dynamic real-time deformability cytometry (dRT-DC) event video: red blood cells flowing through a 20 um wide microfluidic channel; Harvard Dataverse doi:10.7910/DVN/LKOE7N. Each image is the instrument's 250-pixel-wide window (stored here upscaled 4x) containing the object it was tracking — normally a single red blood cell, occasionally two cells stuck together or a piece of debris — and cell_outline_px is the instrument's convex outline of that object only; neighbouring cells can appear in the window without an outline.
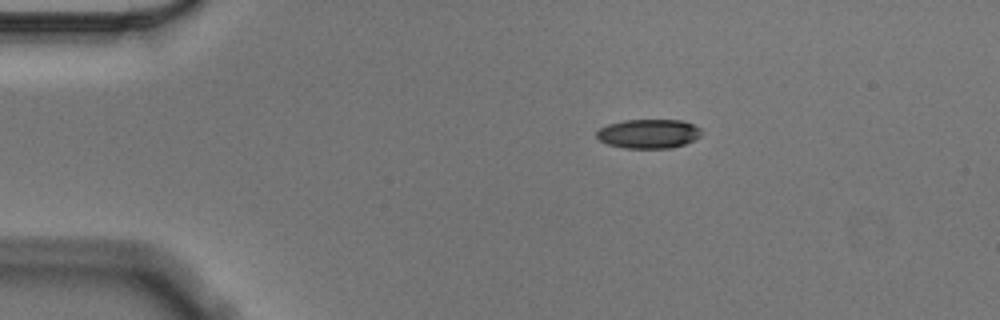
{"species": "Egyptian fruit bat (a non-hibernating species)", "species_latin": "Rousettus aegyptiacus", "temperature_condition": "cold", "stored_images_in_passage": 47, "camera_frame_rate_fps": 3000, "um_per_image_px": 0.085, "animal": {"sex": "male"}, "frame": {"image": 1, "passage_image": 1, "time_ms": 0.0, "image_size_px": [1000, 320], "cell_outline_px": [[704, 132], [700, 136], [684, 144], [672, 148], [624, 148], [608, 144], [600, 140], [596, 136], [596, 132], [600, 128], [608, 124], [624, 120], [684, 120], [700, 128]], "centroid_in_image_um": [55.14, 11.36], "position_along_channel_um": 29.9, "area_um2": 17.86}}
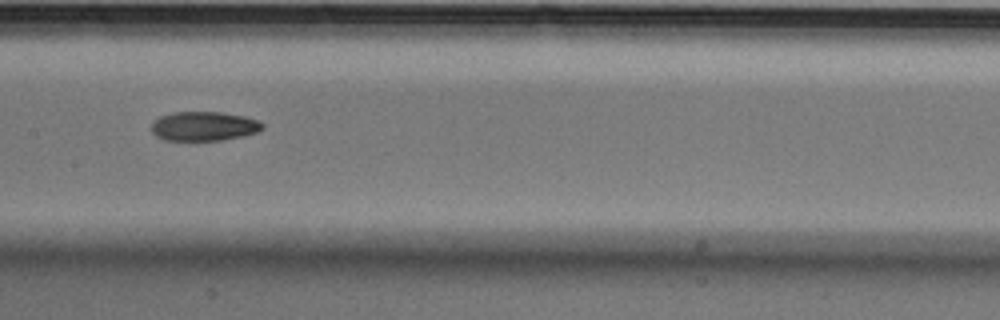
{"frame": {"image": 2, "passage_image": 19, "time_ms": 6.0, "image_size_px": [1000, 320], "cell_outline_px": [[264, 128], [256, 132], [244, 136], [220, 140], [164, 140], [156, 136], [152, 132], [152, 124], [160, 116], [172, 112], [220, 112], [244, 116], [256, 120], [264, 124]], "centroid_in_image_um": [17.33, 10.72], "position_along_channel_um": 190.1, "area_um2": 18.84}}
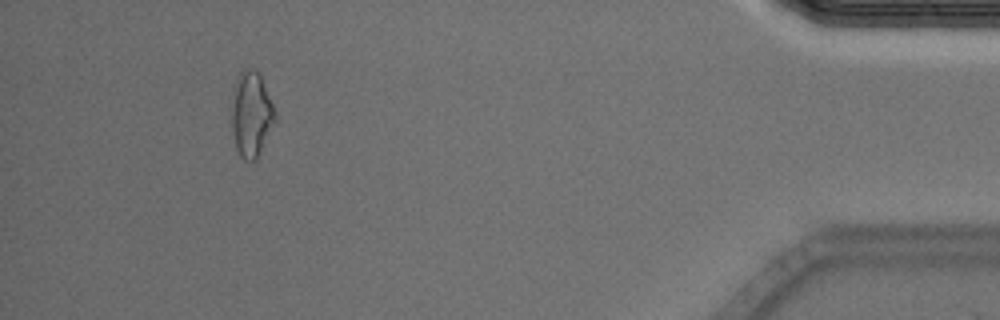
{"frame": {"image": 3, "passage_image": 43, "time_ms": 14.0, "image_size_px": [1000, 320], "cell_outline_px": [[276, 124], [256, 160], [244, 160], [240, 156], [236, 148], [232, 128], [232, 88], [240, 72], [248, 68], [252, 68], [260, 76], [276, 112]], "centroid_in_image_um": [21.37, 9.74], "position_along_channel_um": 413.8, "area_um2": 21.68}, "authors_computed_cell_mechanics": {"area_um2": 19.5364, "velocity_mm_per_s": 3.551, "shape_relaxation_time_tau1_ms": 8.0478, "shape_relaxation_time_tau2_ms": 6.6745, "deformation_change_tau1": 0.1801, "deformation_change_tau2": 0.1282}}